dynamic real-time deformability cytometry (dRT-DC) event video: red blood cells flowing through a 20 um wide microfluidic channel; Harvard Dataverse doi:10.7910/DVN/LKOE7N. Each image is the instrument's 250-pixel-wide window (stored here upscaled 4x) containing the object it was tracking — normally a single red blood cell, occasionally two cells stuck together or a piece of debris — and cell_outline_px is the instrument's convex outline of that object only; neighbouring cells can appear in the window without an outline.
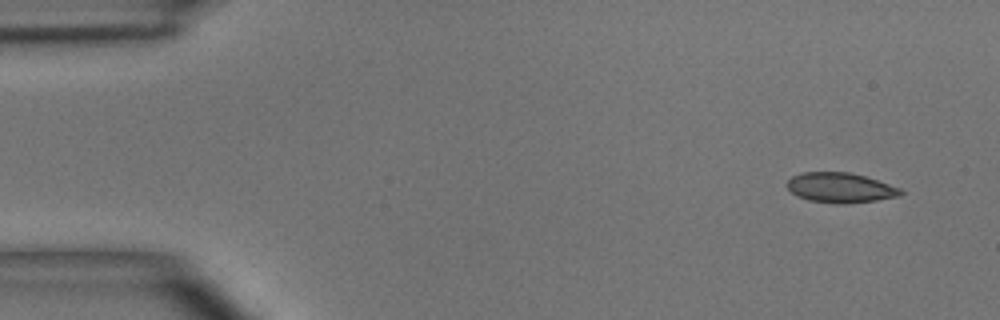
{"species": "common noctule bat (a hibernating species)", "species_latin": "Nyctalus noctula", "temperature_condition": "room temperature", "stored_images_in_passage": 4, "camera_frame_rate_fps": 3000, "um_per_image_px": 0.085, "animal": {"sex": "male", "body_mass_g": 15.6}, "frame": {"image": 1, "passage_image": 1, "time_ms": 0.0, "image_size_px": [1000, 320], "cell_outline_px": [[904, 192], [900, 196], [876, 200], [844, 204], [836, 204], [808, 200], [796, 196], [788, 188], [788, 180], [792, 176], [804, 172], [848, 172], [864, 176], [900, 188]], "centroid_in_image_um": [71.42, 15.96], "position_along_channel_um": 13.6, "area_um2": 19.71}}
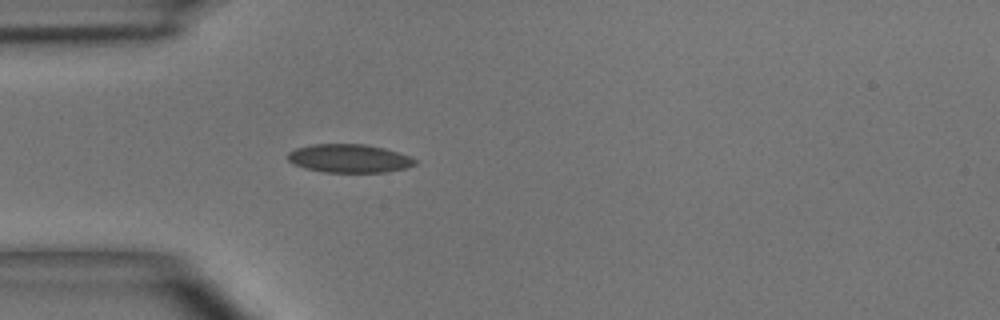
{"frame": {"image": 2, "passage_image": 4, "time_ms": 3.667, "image_size_px": [1000, 320], "cell_outline_px": [[416, 164], [404, 168], [384, 172], [324, 172], [304, 168], [292, 164], [288, 160], [288, 152], [296, 148], [312, 144], [364, 144], [384, 148], [408, 156], [416, 160]], "centroid_in_image_um": [29.63, 13.46], "position_along_channel_um": 55.4, "area_um2": 20.92}}